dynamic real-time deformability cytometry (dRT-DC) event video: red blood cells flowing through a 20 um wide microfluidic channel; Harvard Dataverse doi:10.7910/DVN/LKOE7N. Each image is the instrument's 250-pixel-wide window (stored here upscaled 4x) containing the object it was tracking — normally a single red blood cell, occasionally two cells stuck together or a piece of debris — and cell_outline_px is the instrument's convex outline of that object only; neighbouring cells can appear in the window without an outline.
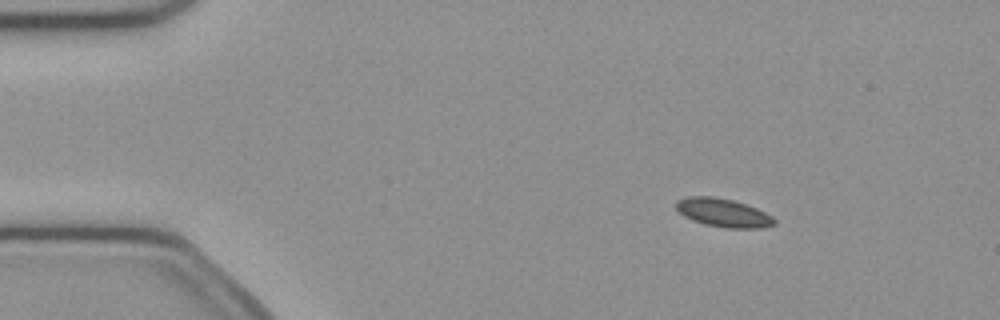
{"species": "common noctule bat (a hibernating species)", "species_latin": "Nyctalus noctula", "temperature_condition": "cold", "stored_images_in_passage": 51, "camera_frame_rate_fps": 3000, "um_per_image_px": 0.085, "animal": {"sex": "female", "body_mass_g": 21.9}, "frame": {"image": 1, "passage_image": 7, "time_ms": 2.0, "image_size_px": [1000, 320], "cell_outline_px": [[776, 224], [764, 228], [724, 228], [704, 224], [692, 220], [684, 216], [676, 208], [676, 200], [688, 196], [712, 196], [732, 200], [756, 208], [772, 216], [776, 220]], "centroid_in_image_um": [61.47, 18.09], "position_along_channel_um": 23.5, "area_um2": 16.3}}
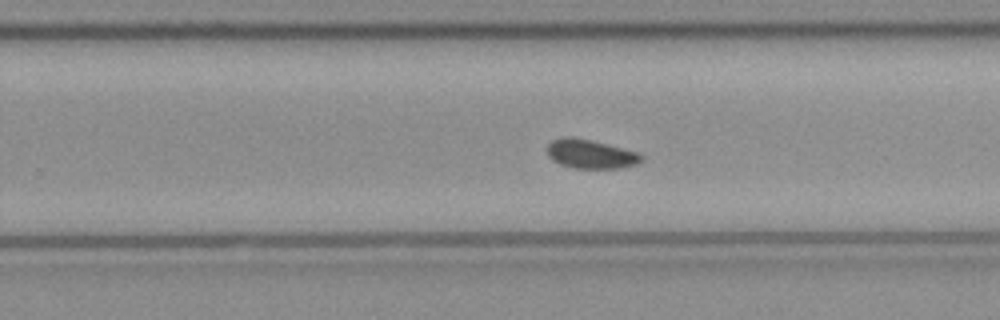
{"frame": {"image": 2, "passage_image": 32, "time_ms": 10.333, "image_size_px": [1000, 320], "cell_outline_px": [[644, 160], [636, 164], [616, 168], [576, 168], [560, 164], [552, 160], [548, 156], [548, 144], [552, 140], [564, 136], [572, 136], [592, 140], [640, 152], [644, 156]], "centroid_in_image_um": [50.22, 13.07], "position_along_channel_um": 279.6, "area_um2": 16.07}}
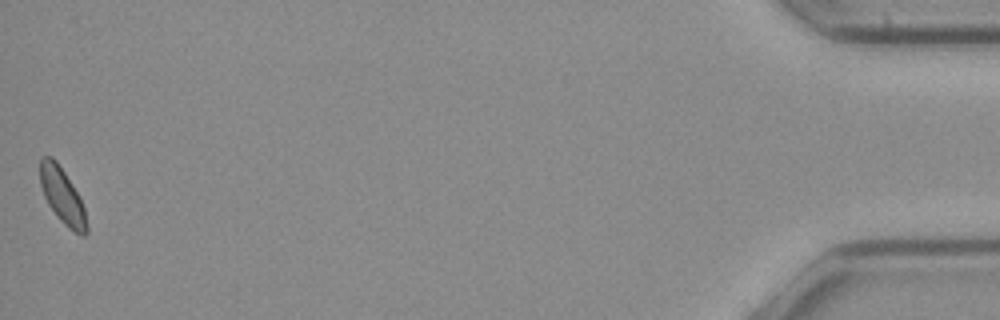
{"frame": {"image": 3, "passage_image": 51, "time_ms": 16.667, "image_size_px": [1000, 320], "cell_outline_px": [[88, 232], [84, 236], [80, 236], [68, 228], [56, 216], [48, 204], [44, 196], [40, 184], [40, 156], [52, 156], [56, 160], [80, 196], [84, 208], [88, 228]], "centroid_in_image_um": [5.3, 16.67], "position_along_channel_um": 429.9, "area_um2": 15.26}, "authors_computed_cell_mechanics": {"area_um2": 15.8372, "velocity_mm_per_s": 3.9721, "shape_relaxation_time_tau1_ms": null, "shape_relaxation_time_tau2_ms": 3.2018, "deformation_change_tau1": null, "deformation_change_tau2": 0.0482}}